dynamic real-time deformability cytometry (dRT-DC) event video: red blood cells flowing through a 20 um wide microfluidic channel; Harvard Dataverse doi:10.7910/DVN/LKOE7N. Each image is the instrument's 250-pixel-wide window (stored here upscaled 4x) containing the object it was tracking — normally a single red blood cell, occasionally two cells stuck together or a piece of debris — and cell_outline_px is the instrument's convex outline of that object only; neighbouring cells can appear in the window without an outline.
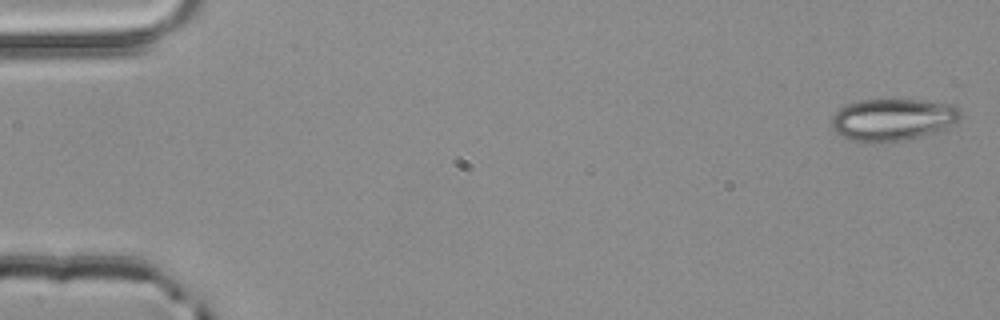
{"species": "common noctule bat (a hibernating species)", "species_latin": "Nyctalus noctula", "temperature_condition": "room temperature", "stored_images_in_passage": 4, "camera_frame_rate_fps": 3000, "um_per_image_px": 0.085, "animal": {"sex": "male", "body_mass_g": 20.4}, "frame": {"image": 1, "passage_image": 1, "time_ms": 0.0, "image_size_px": [1000, 320], "cell_outline_px": [[960, 116], [956, 120], [944, 128], [920, 136], [904, 140], [884, 144], [868, 144], [852, 140], [840, 136], [832, 128], [832, 116], [840, 108], [848, 104], [864, 100], [920, 100], [956, 104], [960, 108]], "centroid_in_image_um": [75.84, 10.19], "position_along_channel_um": 9.2, "area_um2": 31.73}}